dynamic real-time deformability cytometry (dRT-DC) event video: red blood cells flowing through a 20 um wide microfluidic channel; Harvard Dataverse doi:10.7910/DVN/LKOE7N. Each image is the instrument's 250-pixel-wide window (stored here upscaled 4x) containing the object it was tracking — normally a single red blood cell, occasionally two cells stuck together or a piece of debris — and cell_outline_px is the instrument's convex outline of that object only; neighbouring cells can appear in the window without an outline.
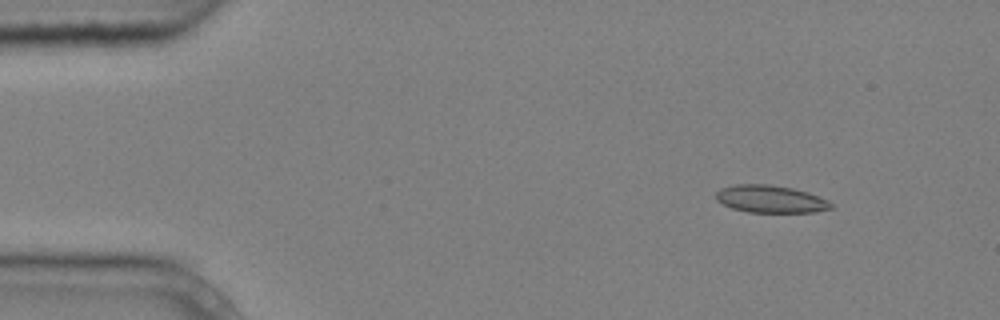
{"species": "common noctule bat (a hibernating species)", "species_latin": "Nyctalus noctula", "temperature_condition": "cold", "stored_images_in_passage": 6, "camera_frame_rate_fps": 3000, "um_per_image_px": 0.085, "animal": {"sex": "male", "body_mass_g": 20.4}, "frame": {"image": 1, "passage_image": 2, "time_ms": 0.333, "image_size_px": [1000, 320], "cell_outline_px": [[832, 208], [816, 212], [748, 212], [732, 208], [716, 200], [716, 192], [720, 188], [736, 184], [768, 184], [792, 188], [808, 192], [828, 200], [832, 204]], "centroid_in_image_um": [65.49, 16.91], "position_along_channel_um": 19.5, "area_um2": 18.38}}
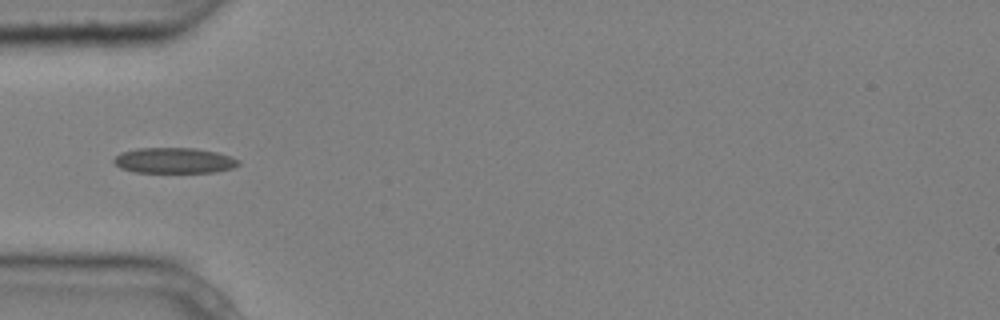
{"frame": {"image": 2, "passage_image": 5, "time_ms": 1.333, "image_size_px": [1000, 320], "cell_outline_px": [[240, 164], [232, 168], [216, 172], [136, 172], [120, 168], [112, 160], [120, 152], [136, 148], [196, 148], [216, 152], [232, 156], [240, 160]], "centroid_in_image_um": [14.82, 13.64], "position_along_channel_um": 70.2, "area_um2": 18.67}}
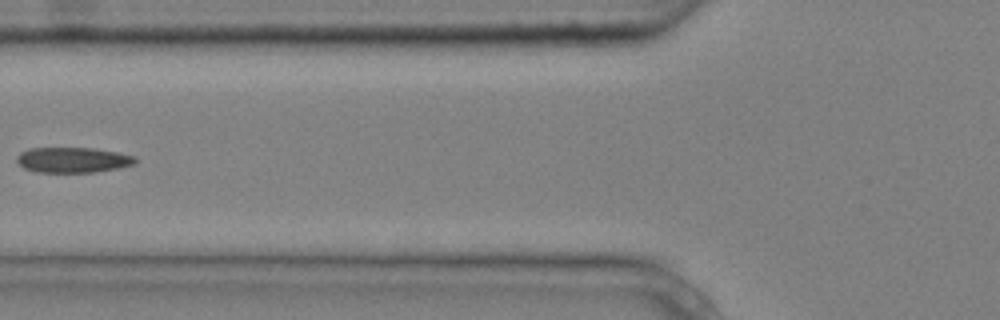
{"frame": {"image": 3, "passage_image": 6, "time_ms": 1.667, "image_size_px": [1000, 320], "cell_outline_px": [[136, 164], [116, 168], [92, 172], [36, 172], [24, 168], [16, 160], [16, 156], [20, 152], [28, 148], [96, 148], [120, 152], [136, 156]], "centroid_in_image_um": [6.2, 13.58], "position_along_channel_um": 119.6, "area_um2": 17.63}}